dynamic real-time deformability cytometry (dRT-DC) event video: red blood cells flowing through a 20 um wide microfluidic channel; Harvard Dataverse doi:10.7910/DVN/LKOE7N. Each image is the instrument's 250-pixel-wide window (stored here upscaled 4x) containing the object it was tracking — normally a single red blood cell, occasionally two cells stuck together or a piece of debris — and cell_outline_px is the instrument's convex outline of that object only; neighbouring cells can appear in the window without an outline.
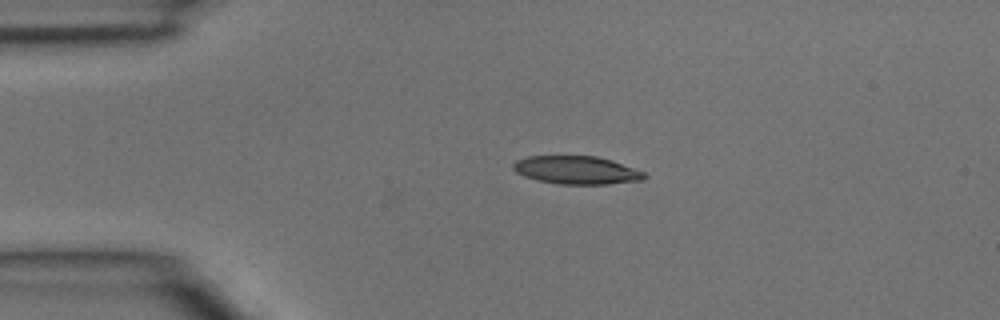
{"species": "common noctule bat (a hibernating species)", "species_latin": "Nyctalus noctula", "temperature_condition": "room temperature", "stored_images_in_passage": 3, "camera_frame_rate_fps": 3000, "um_per_image_px": 0.085, "animal": {"sex": "male", "body_mass_g": 15.6}, "frame": {"image": 1, "passage_image": 1, "time_ms": 0.0, "image_size_px": [1000, 320], "cell_outline_px": [[648, 176], [644, 180], [608, 184], [560, 184], [540, 180], [524, 176], [516, 172], [512, 168], [512, 164], [516, 160], [528, 156], [596, 156], [612, 160], [644, 172]], "centroid_in_image_um": [49.02, 14.46], "position_along_channel_um": 36.0, "area_um2": 21.44}}
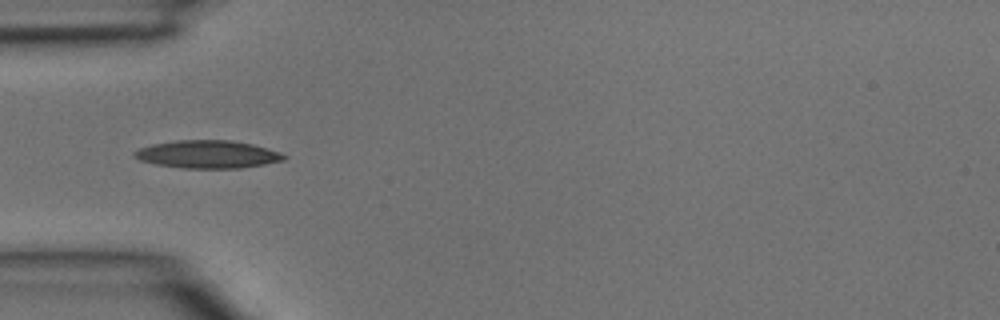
{"frame": {"image": 2, "passage_image": 2, "time_ms": 0.333, "image_size_px": [1000, 320], "cell_outline_px": [[288, 156], [284, 160], [264, 164], [240, 168], [180, 168], [156, 164], [140, 160], [132, 156], [132, 152], [140, 148], [152, 144], [176, 140], [232, 140], [252, 144], [280, 152]], "centroid_in_image_um": [17.63, 13.11], "position_along_channel_um": 67.4, "area_um2": 24.28}}
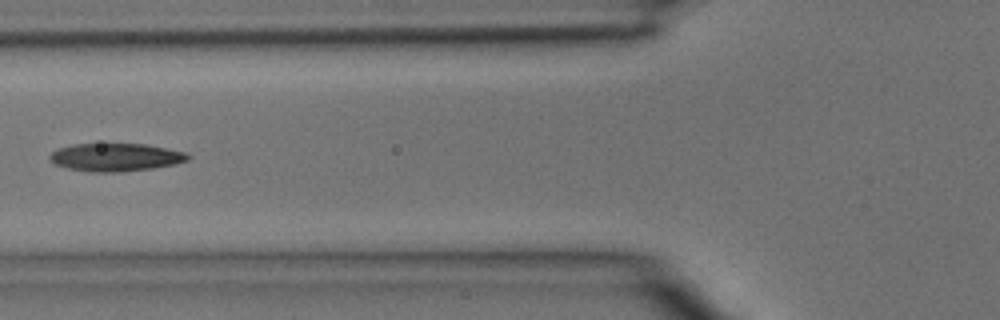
{"frame": {"image": 3, "passage_image": 3, "time_ms": 0.667, "image_size_px": [1000, 320], "cell_outline_px": [[192, 156], [188, 160], [176, 164], [152, 168], [116, 172], [92, 172], [68, 168], [56, 164], [48, 156], [56, 148], [72, 144], [144, 144], [184, 152]], "centroid_in_image_um": [9.82, 13.36], "position_along_channel_um": 116.0, "area_um2": 22.31}}